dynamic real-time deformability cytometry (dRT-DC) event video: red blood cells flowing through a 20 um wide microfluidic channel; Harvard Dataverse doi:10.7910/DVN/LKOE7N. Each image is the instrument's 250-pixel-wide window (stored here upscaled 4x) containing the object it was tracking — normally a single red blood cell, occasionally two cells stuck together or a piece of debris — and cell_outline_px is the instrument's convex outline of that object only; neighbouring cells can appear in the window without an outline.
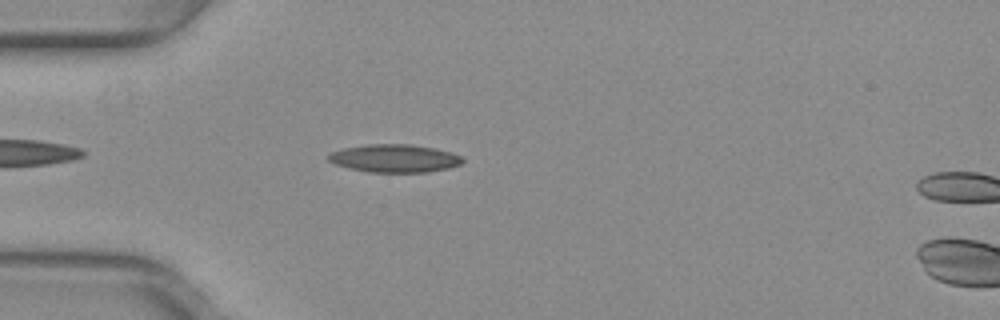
{"species": "common noctule bat (a hibernating species)", "species_latin": "Nyctalus noctula", "temperature_condition": "warm", "stored_images_in_passage": 6, "camera_frame_rate_fps": 3000, "um_per_image_px": 0.085, "animal": {"sex": "female", "body_mass_g": 29.2, "forearm_length_mm": 56.3}, "frame": {"image": 1, "passage_image": 4, "time_ms": 1.0, "image_size_px": [1000, 320], "cell_outline_px": [[464, 160], [460, 164], [448, 168], [428, 172], [368, 172], [348, 168], [336, 164], [328, 160], [328, 156], [332, 152], [344, 148], [368, 144], [408, 144], [436, 148], [452, 152], [464, 156]], "centroid_in_image_um": [33.58, 13.46], "position_along_channel_um": 51.4, "area_um2": 21.91}}